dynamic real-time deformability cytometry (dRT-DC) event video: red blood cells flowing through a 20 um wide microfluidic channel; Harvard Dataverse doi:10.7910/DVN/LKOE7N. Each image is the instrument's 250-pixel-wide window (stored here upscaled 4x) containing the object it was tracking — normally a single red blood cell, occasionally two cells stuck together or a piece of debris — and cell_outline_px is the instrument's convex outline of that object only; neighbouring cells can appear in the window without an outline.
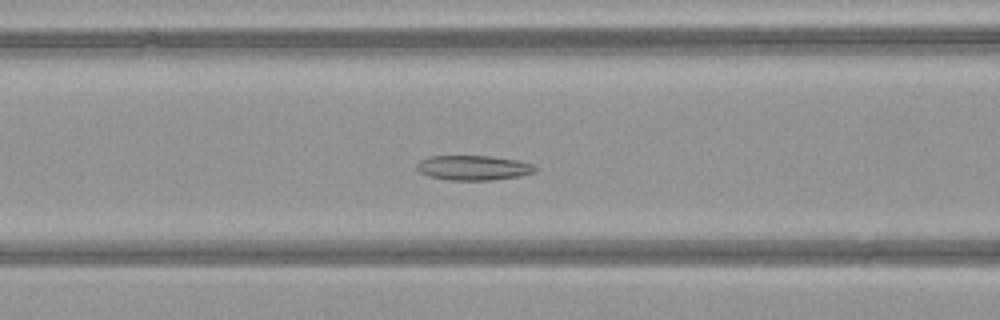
{"species": "common noctule bat (a hibernating species)", "species_latin": "Nyctalus noctula", "temperature_condition": "warm", "stored_images_in_passage": 52, "camera_frame_rate_fps": 3000, "um_per_image_px": 0.085, "animal": {"sex": "female", "body_mass_g": 21.9}, "frame": {"image": 1, "passage_image": 22, "time_ms": 7.0, "image_size_px": [1000, 320], "cell_outline_px": [[540, 168], [536, 172], [520, 176], [492, 180], [448, 180], [428, 176], [420, 172], [416, 168], [416, 164], [420, 160], [428, 156], [492, 156], [516, 160], [532, 164]], "centroid_in_image_um": [40.25, 14.26], "position_along_channel_um": 126.3, "area_um2": 17.28}}
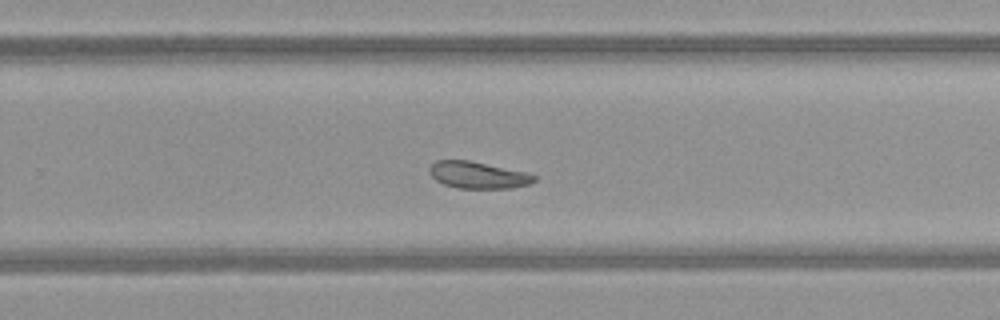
{"frame": {"image": 2, "passage_image": 34, "time_ms": 11.0, "image_size_px": [1000, 320], "cell_outline_px": [[536, 180], [528, 184], [512, 188], [456, 188], [444, 184], [436, 180], [428, 172], [428, 168], [436, 160], [468, 160], [524, 172], [536, 176]], "centroid_in_image_um": [40.58, 14.88], "position_along_channel_um": 289.2, "area_um2": 16.18}}
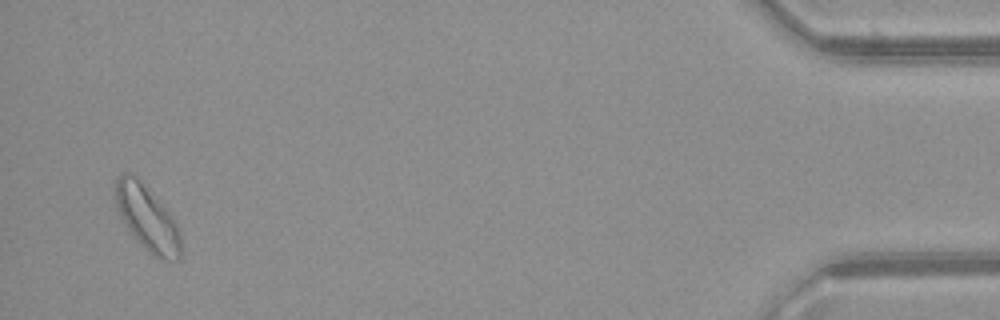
{"frame": {"image": 3, "passage_image": 50, "time_ms": 16.333, "image_size_px": [1000, 320], "cell_outline_px": [[180, 256], [176, 260], [160, 260], [152, 256], [136, 240], [120, 216], [116, 204], [112, 188], [120, 172], [128, 172], [136, 176], [168, 212], [176, 224], [180, 232]], "centroid_in_image_um": [12.46, 18.53], "position_along_channel_um": 422.7, "area_um2": 24.74}}